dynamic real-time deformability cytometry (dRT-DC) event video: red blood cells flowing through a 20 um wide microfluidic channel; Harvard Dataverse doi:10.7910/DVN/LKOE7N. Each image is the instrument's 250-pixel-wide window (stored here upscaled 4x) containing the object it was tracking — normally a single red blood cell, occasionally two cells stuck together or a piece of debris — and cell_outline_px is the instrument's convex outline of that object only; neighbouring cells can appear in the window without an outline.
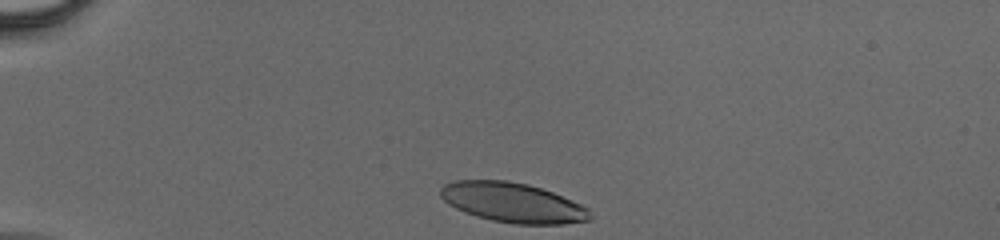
{"species": "human", "species_latin": "Homo sapiens", "temperature_condition": "cold", "stored_images_in_passage": 34, "camera_frame_rate_fps": 3000, "um_per_image_px": 0.085, "donor": {"sex": "male"}, "frame": {"image": 1, "passage_image": 1, "time_ms": 0.0, "image_size_px": [1000, 240], "cell_outline_px": [[592, 220], [564, 224], [512, 224], [492, 220], [476, 216], [464, 212], [448, 204], [440, 196], [440, 188], [444, 184], [456, 180], [504, 180], [528, 184], [552, 192], [580, 204], [588, 208], [592, 216]], "centroid_in_image_um": [43.57, 17.22], "position_along_channel_um": 41.4, "area_um2": 34.68}}
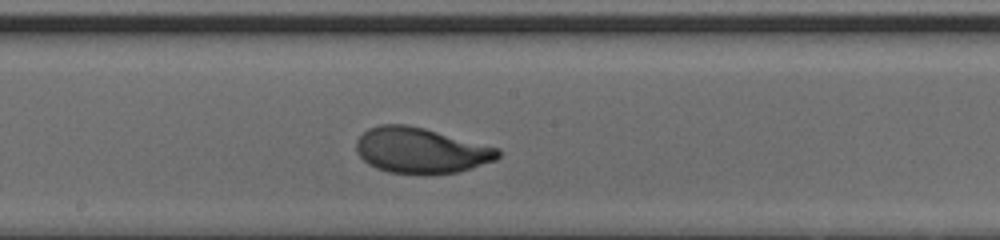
{"frame": {"image": 2, "passage_image": 19, "time_ms": 6.0, "image_size_px": [1000, 240], "cell_outline_px": [[500, 156], [496, 160], [472, 168], [456, 172], [388, 172], [376, 168], [368, 164], [356, 152], [356, 140], [368, 128], [380, 124], [408, 124], [424, 128], [500, 148]], "centroid_in_image_um": [35.76, 12.75], "position_along_channel_um": 212.4, "area_um2": 37.22}}
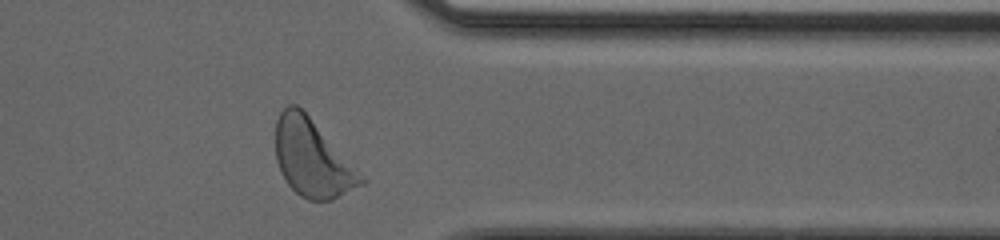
{"frame": {"image": 3, "passage_image": 33, "time_ms": 10.667, "image_size_px": [1000, 240], "cell_outline_px": [[368, 180], [364, 184], [332, 200], [308, 200], [300, 196], [288, 184], [280, 172], [276, 160], [276, 120], [280, 112], [288, 104], [296, 104], [308, 116]], "centroid_in_image_um": [26.54, 13.48], "position_along_channel_um": 384.9, "area_um2": 38.03}}